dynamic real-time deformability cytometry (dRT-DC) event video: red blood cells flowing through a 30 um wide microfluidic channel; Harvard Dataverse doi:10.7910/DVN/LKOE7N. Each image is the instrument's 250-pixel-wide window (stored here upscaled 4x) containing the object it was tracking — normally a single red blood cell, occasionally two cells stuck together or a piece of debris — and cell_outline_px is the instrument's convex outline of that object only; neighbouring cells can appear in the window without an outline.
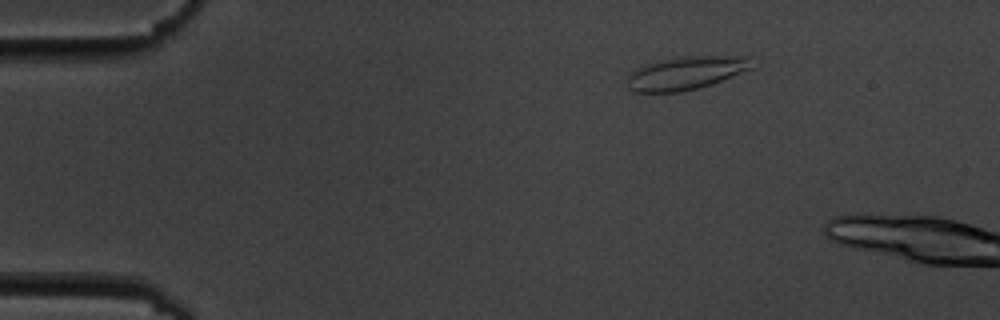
{"species": "common noctule bat (a hibernating species)", "species_latin": "Nyctalus noctula", "temperature_condition": "cold", "stored_images_in_passage": 3, "camera_frame_rate_fps": 3000, "um_per_image_px": 0.085, "animal": {"sex": "male", "body_mass_g": 19.5, "forearm_length_mm": 54.6}, "frame": {"image": 1, "passage_image": 1, "time_ms": 0.0, "image_size_px": [1000, 320], "cell_outline_px": [[752, 68], [712, 84], [700, 88], [680, 92], [628, 92], [628, 72], [644, 64], [664, 60], [696, 56], [748, 56]], "centroid_in_image_um": [58.24, 6.23], "position_along_channel_um": 26.8, "area_um2": 23.93}}